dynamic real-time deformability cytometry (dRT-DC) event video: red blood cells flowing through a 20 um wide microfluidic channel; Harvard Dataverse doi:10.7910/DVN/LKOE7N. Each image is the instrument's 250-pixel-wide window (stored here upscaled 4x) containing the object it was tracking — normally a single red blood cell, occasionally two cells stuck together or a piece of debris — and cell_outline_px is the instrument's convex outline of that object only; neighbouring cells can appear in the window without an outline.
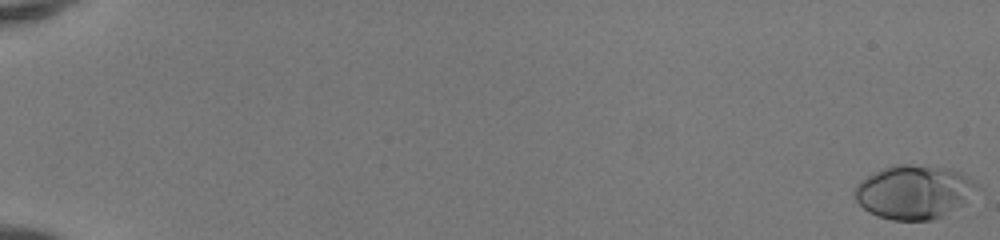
{"species": "human", "species_latin": "Homo sapiens", "temperature_condition": "room temperature", "stored_images_in_passage": 52, "camera_frame_rate_fps": 3000, "um_per_image_px": 0.085, "donor": {"sex": "female"}, "frame": {"image": 1, "passage_image": 1, "time_ms": 0.0, "image_size_px": [1000, 240], "cell_outline_px": [[980, 188], [964, 204], [932, 220], [892, 220], [876, 216], [868, 212], [856, 200], [856, 184], [860, 180], [892, 164], [908, 164], [944, 168], [960, 172], [980, 184]], "centroid_in_image_um": [77.71, 16.32], "position_along_channel_um": 7.3, "area_um2": 38.15}}
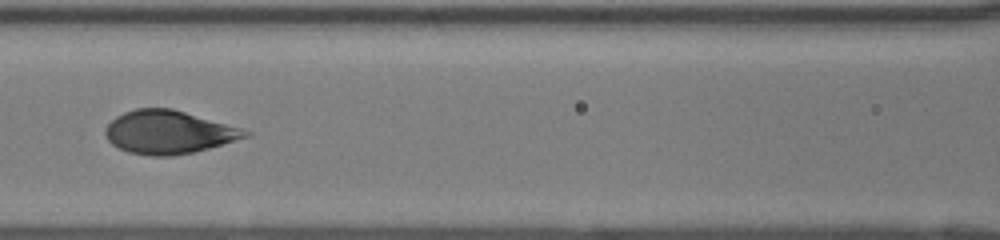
{"frame": {"image": 2, "passage_image": 27, "time_ms": 8.667, "image_size_px": [1000, 240], "cell_outline_px": [[252, 132], [248, 136], [208, 148], [192, 152], [172, 156], [148, 156], [128, 152], [112, 144], [108, 140], [104, 132], [104, 128], [116, 116], [124, 112], [136, 108], [172, 108], [240, 128]], "centroid_in_image_um": [14.27, 11.23], "position_along_channel_um": 152.3, "area_um2": 34.91}}
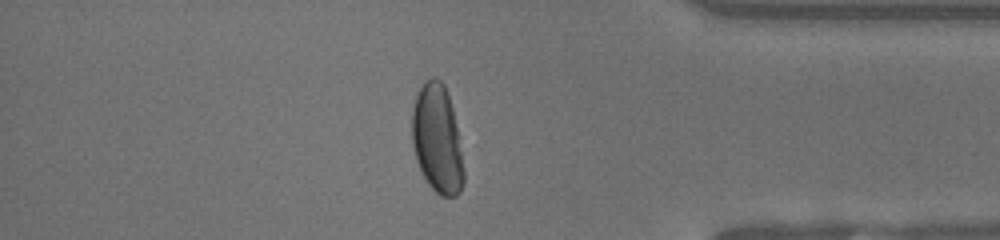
{"frame": {"image": 3, "passage_image": 46, "time_ms": 15.0, "image_size_px": [1000, 240], "cell_outline_px": [[464, 184], [460, 192], [456, 196], [440, 196], [428, 184], [416, 160], [412, 144], [412, 112], [416, 96], [420, 88], [432, 76], [440, 80], [444, 84], [452, 108], [460, 136], [464, 168]], "centroid_in_image_um": [37.19, 11.86], "position_along_channel_um": 398.0, "area_um2": 32.83}, "authors_computed_cell_mechanics": {"area_um2": 35.5759, "velocity_mm_per_s": 4.1411, "shape_relaxation_time_tau1_ms": 4.7487, "shape_relaxation_time_tau2_ms": null, "deformation_change_tau1": 0.199, "deformation_change_tau2": null}}